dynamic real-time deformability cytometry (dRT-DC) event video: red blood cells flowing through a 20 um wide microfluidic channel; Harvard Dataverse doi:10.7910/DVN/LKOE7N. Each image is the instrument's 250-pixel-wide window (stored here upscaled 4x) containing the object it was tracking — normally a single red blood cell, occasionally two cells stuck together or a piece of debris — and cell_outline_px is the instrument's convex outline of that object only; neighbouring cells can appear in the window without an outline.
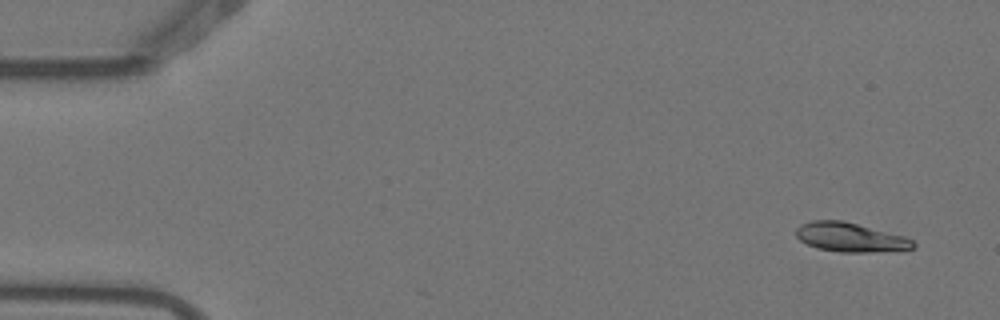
{"species": "Egyptian fruit bat (a non-hibernating species)", "species_latin": "Rousettus aegyptiacus", "temperature_condition": "warm", "stored_images_in_passage": 4, "camera_frame_rate_fps": 3000, "um_per_image_px": 0.085, "animal": {"sex": "female"}, "frame": {"image": 1, "passage_image": 1, "time_ms": 0.0, "image_size_px": [1000, 320], "cell_outline_px": [[916, 248], [872, 252], [840, 252], [816, 248], [800, 240], [796, 236], [796, 228], [800, 224], [812, 220], [840, 220], [904, 236], [912, 240], [916, 244]], "centroid_in_image_um": [72.25, 20.17], "position_along_channel_um": 12.8, "area_um2": 19.71}}